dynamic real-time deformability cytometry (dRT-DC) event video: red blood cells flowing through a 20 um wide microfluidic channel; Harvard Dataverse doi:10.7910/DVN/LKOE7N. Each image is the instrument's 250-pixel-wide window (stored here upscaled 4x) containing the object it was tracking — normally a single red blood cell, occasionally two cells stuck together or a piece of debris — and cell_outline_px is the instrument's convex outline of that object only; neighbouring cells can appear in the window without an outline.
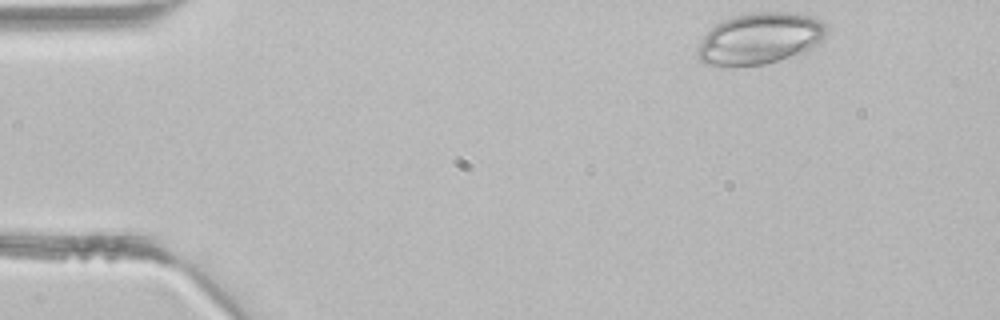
{"species": "common noctule bat (a hibernating species)", "species_latin": "Nyctalus noctula", "temperature_condition": "room temperature", "stored_images_in_passage": 39, "camera_frame_rate_fps": 3000, "um_per_image_px": 0.085, "animal": {"sex": "male", "body_mass_g": 21.5, "forearm_length_mm": 52.0}, "frame": {"image": 1, "passage_image": 1, "time_ms": 0.0, "image_size_px": [1000, 320], "cell_outline_px": [[828, 32], [820, 44], [812, 48], [764, 64], [720, 68], [704, 64], [696, 56], [696, 48], [704, 36], [716, 24], [724, 20], [748, 12], [796, 12], [820, 20], [828, 28]], "centroid_in_image_um": [64.55, 3.29], "position_along_channel_um": 20.4, "area_um2": 38.96}}
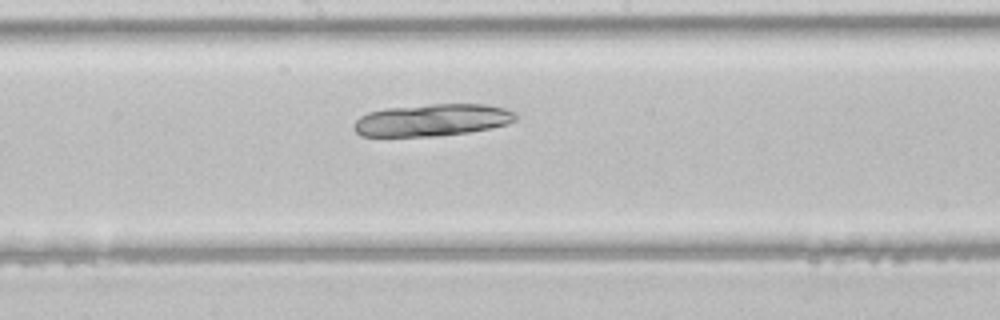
{"frame": {"image": 2, "passage_image": 19, "time_ms": 6.0, "image_size_px": [1000, 320], "cell_outline_px": [[516, 120], [508, 124], [492, 128], [468, 132], [436, 136], [360, 136], [352, 128], [352, 124], [360, 116], [368, 112], [384, 108], [432, 104], [488, 104], [504, 108], [516, 112]], "centroid_in_image_um": [36.73, 10.2], "position_along_channel_um": 211.5, "area_um2": 30.58}}
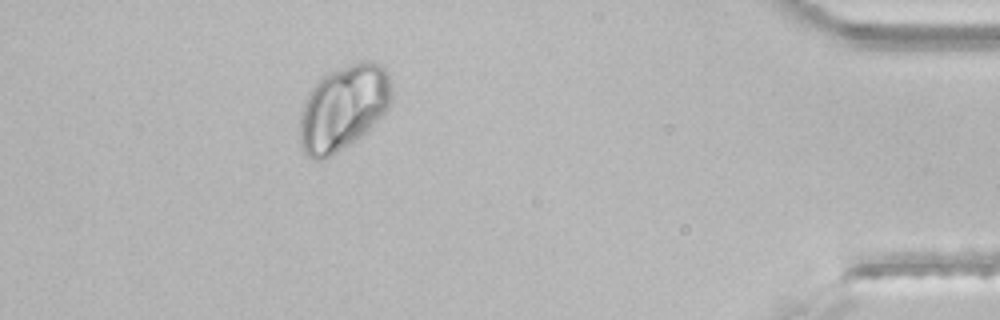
{"frame": {"image": 3, "passage_image": 35, "time_ms": 11.333, "image_size_px": [1000, 320], "cell_outline_px": [[392, 100], [388, 108], [352, 144], [324, 160], [316, 160], [308, 156], [304, 152], [300, 140], [300, 112], [304, 100], [308, 92], [316, 80], [320, 76], [328, 72], [356, 60], [372, 60], [380, 64], [388, 72], [392, 84]], "centroid_in_image_um": [29.18, 9.11], "position_along_channel_um": 406.0, "area_um2": 46.18}}